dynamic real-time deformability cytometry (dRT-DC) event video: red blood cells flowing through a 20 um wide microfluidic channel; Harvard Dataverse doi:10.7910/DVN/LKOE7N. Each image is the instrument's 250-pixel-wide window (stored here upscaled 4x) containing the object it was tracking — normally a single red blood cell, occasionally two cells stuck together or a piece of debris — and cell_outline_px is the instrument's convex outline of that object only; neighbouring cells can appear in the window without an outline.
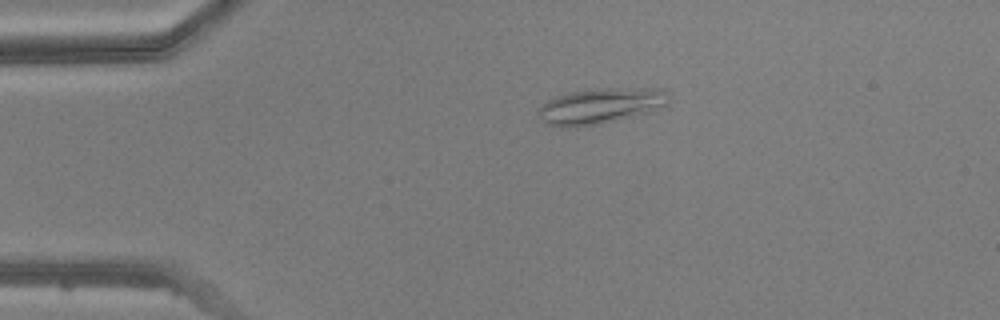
{"species": "common noctule bat (a hibernating species)", "species_latin": "Nyctalus noctula", "temperature_condition": "warm", "stored_images_in_passage": 43, "camera_frame_rate_fps": 3000, "um_per_image_px": 0.085, "animal": {"sex": "male", "body_mass_g": 20.5, "forearm_length_mm": 52.5}, "frame": {"image": 1, "passage_image": 4, "time_ms": 1.0, "image_size_px": [1000, 320], "cell_outline_px": [[668, 104], [648, 112], [600, 124], [576, 128], [564, 128], [544, 124], [540, 116], [540, 108], [548, 100], [556, 96], [572, 92], [596, 88], [660, 88], [664, 92], [668, 100]], "centroid_in_image_um": [51.01, 9.02], "position_along_channel_um": 34.0, "area_um2": 26.93}}
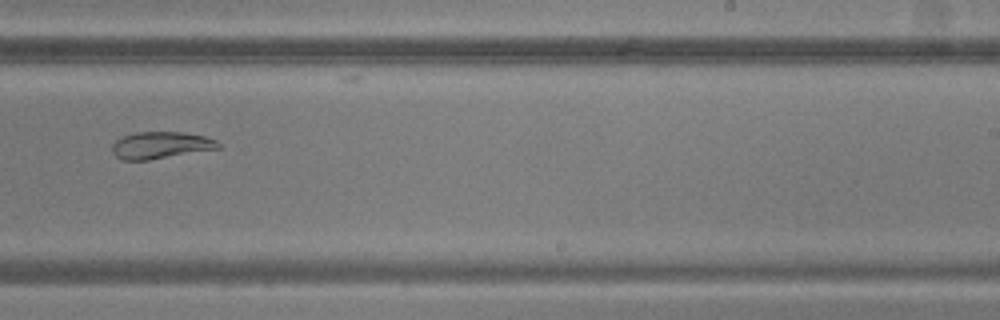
{"frame": {"image": 2, "passage_image": 25, "time_ms": 8.0, "image_size_px": [1000, 320], "cell_outline_px": [[220, 148], [148, 160], [124, 160], [116, 156], [112, 152], [112, 144], [116, 140], [124, 136], [136, 132], [184, 132], [204, 136], [216, 140], [220, 144]], "centroid_in_image_um": [13.65, 12.34], "position_along_channel_um": 275.3, "area_um2": 16.53}}
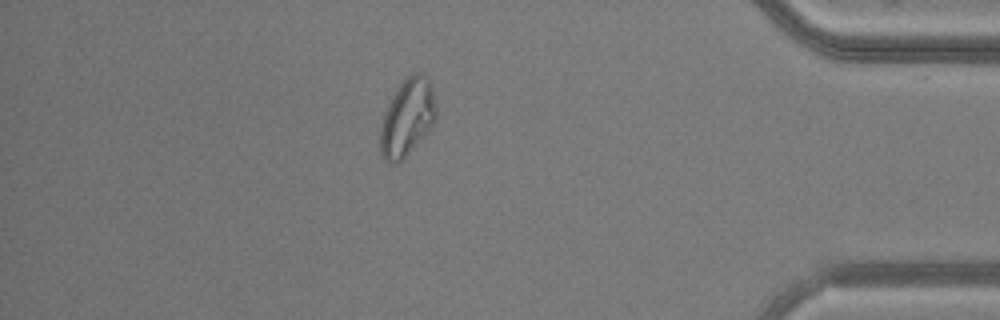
{"frame": {"image": 3, "passage_image": 37, "time_ms": 12.0, "image_size_px": [1000, 320], "cell_outline_px": [[436, 120], [428, 132], [396, 164], [392, 164], [384, 160], [380, 152], [380, 128], [384, 112], [396, 88], [404, 76], [416, 72], [420, 72], [428, 76], [432, 88], [436, 108]], "centroid_in_image_um": [34.61, 9.94], "position_along_channel_um": 400.6, "area_um2": 25.26}}